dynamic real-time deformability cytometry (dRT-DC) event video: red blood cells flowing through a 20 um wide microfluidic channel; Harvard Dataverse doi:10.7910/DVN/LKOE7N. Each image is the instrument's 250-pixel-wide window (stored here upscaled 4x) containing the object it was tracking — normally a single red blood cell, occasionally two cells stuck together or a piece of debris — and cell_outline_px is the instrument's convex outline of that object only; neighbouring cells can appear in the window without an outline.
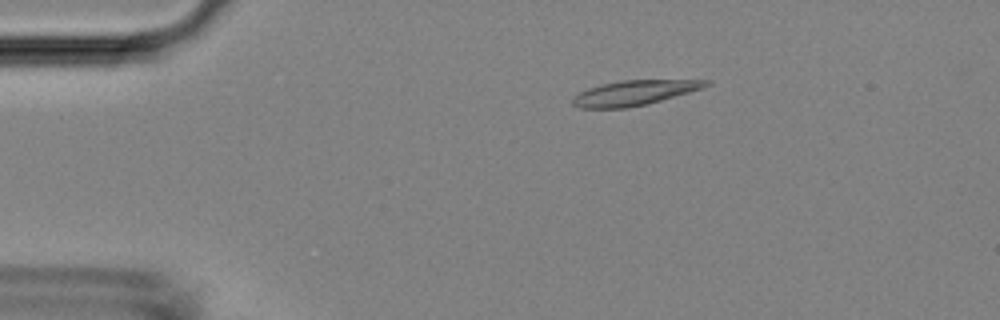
{"species": "Egyptian fruit bat (a non-hibernating species)", "species_latin": "Rousettus aegyptiacus", "temperature_condition": "room temperature", "stored_images_in_passage": 5, "camera_frame_rate_fps": 3000, "um_per_image_px": 0.085, "animal": {"sex": "female"}, "frame": {"image": 1, "passage_image": 2, "time_ms": 2.0, "image_size_px": [1000, 320], "cell_outline_px": [[712, 84], [704, 88], [648, 104], [628, 108], [580, 108], [572, 104], [572, 96], [588, 88], [600, 84], [624, 80], [712, 80]], "centroid_in_image_um": [53.93, 7.89], "position_along_channel_um": 31.1, "area_um2": 19.54}}